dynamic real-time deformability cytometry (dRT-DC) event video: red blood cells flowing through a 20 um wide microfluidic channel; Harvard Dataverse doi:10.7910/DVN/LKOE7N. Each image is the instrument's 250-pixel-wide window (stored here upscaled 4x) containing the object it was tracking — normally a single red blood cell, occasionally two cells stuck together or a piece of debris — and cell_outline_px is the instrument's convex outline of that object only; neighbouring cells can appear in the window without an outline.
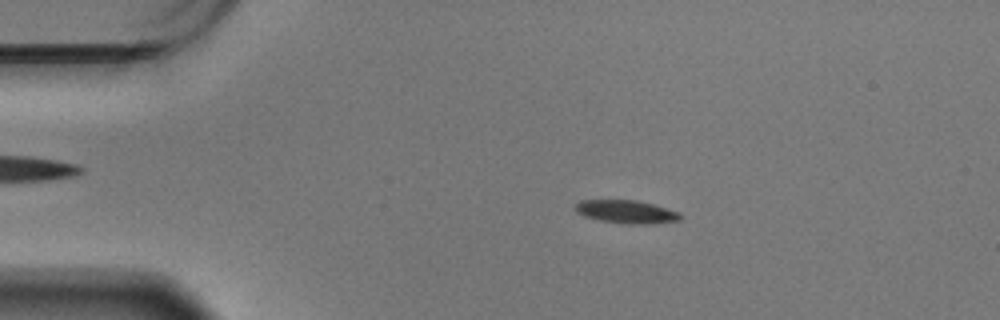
{"species": "Egyptian fruit bat (a non-hibernating species)", "species_latin": "Rousettus aegyptiacus", "temperature_condition": "warm", "stored_images_in_passage": 59, "camera_frame_rate_fps": 3000, "um_per_image_px": 0.085, "animal": {"sex": "male"}, "frame": {"image": 1, "passage_image": 11, "time_ms": 3.333, "image_size_px": [1000, 320], "cell_outline_px": [[684, 216], [680, 220], [648, 224], [640, 224], [600, 220], [584, 216], [576, 212], [576, 204], [580, 200], [636, 200], [652, 204], [680, 212]], "centroid_in_image_um": [53.27, 17.99], "position_along_channel_um": 31.7, "area_um2": 13.93}}
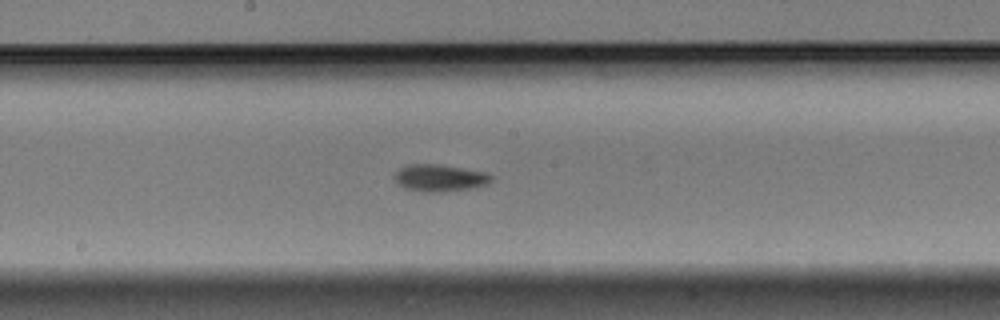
{"frame": {"image": 2, "passage_image": 31, "time_ms": 10.0, "image_size_px": [1000, 320], "cell_outline_px": [[492, 180], [488, 184], [472, 188], [436, 192], [424, 192], [404, 188], [396, 180], [396, 172], [400, 168], [408, 164], [436, 164], [488, 172], [492, 176]], "centroid_in_image_um": [37.42, 15.12], "position_along_channel_um": 210.8, "area_um2": 15.09}}
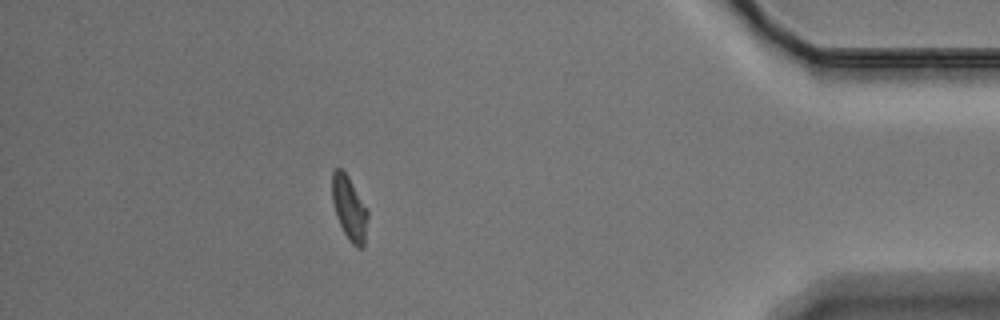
{"frame": {"image": 3, "passage_image": 52, "time_ms": 17.0, "image_size_px": [1000, 320], "cell_outline_px": [[368, 216], [364, 248], [356, 248], [348, 240], [336, 216], [332, 200], [332, 172], [336, 168], [340, 168], [348, 176], [368, 212]], "centroid_in_image_um": [29.69, 17.74], "position_along_channel_um": 405.5, "area_um2": 13.18}, "authors_computed_cell_mechanics": {"area_um2": 13.9876, "velocity_mm_per_s": 3.426, "shape_relaxation_time_tau1_ms": 3.2693, "shape_relaxation_time_tau2_ms": 6.1215, "deformation_change_tau1": 0.1373, "deformation_change_tau2": 0.1077}}